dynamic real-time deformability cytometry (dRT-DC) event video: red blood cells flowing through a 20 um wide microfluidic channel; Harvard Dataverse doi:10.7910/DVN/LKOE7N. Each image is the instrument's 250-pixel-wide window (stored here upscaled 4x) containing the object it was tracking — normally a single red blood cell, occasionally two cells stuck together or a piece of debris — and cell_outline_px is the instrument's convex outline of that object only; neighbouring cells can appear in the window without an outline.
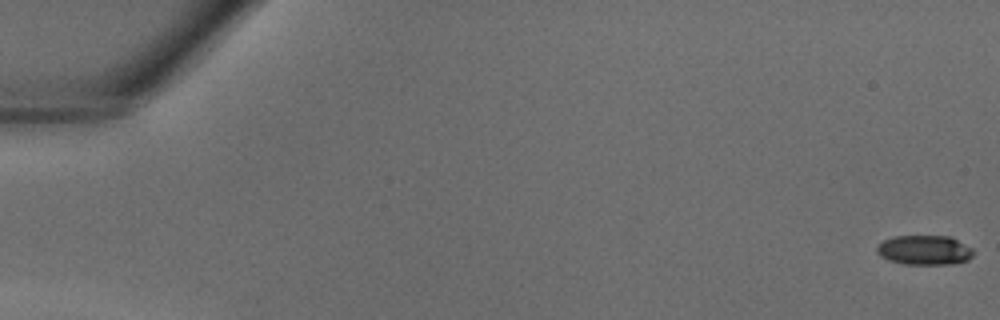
{"species": "common noctule bat (a hibernating species)", "species_latin": "Nyctalus noctula", "temperature_condition": "warm", "stored_images_in_passage": 6, "camera_frame_rate_fps": 3000, "um_per_image_px": 0.085, "animal": {"sex": "male", "body_mass_g": 18.8}, "frame": {"image": 1, "passage_image": 1, "time_ms": 0.0, "image_size_px": [1000, 320], "cell_outline_px": [[972, 256], [968, 260], [952, 264], [904, 264], [888, 260], [880, 256], [876, 252], [876, 248], [884, 240], [892, 236], [952, 236], [972, 248]], "centroid_in_image_um": [78.57, 21.25], "position_along_channel_um": 6.4, "area_um2": 16.7}}